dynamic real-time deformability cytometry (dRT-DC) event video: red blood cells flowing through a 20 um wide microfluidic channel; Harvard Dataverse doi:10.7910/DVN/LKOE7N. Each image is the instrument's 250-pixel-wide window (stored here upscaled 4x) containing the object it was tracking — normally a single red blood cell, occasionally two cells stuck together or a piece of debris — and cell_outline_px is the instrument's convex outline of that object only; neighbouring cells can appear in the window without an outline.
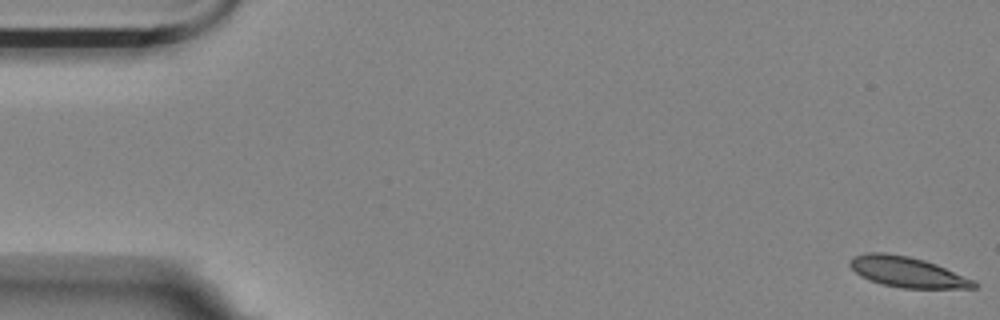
{"species": "Egyptian fruit bat (a non-hibernating species)", "species_latin": "Rousettus aegyptiacus", "temperature_condition": "room temperature", "stored_images_in_passage": 58, "camera_frame_rate_fps": 3000, "um_per_image_px": 0.085, "animal": {"sex": "female"}, "frame": {"image": 1, "passage_image": 1, "time_ms": 0.0, "image_size_px": [1000, 320], "cell_outline_px": [[980, 284], [976, 288], [900, 288], [880, 284], [868, 280], [860, 276], [848, 264], [852, 256], [868, 252], [884, 252], [908, 256], [924, 260], [936, 264], [976, 280]], "centroid_in_image_um": [77.13, 23.12], "position_along_channel_um": 7.9, "area_um2": 22.31}}
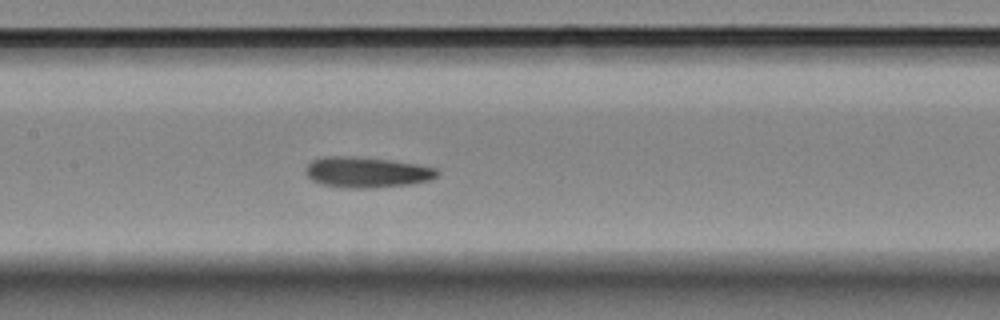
{"frame": {"image": 2, "passage_image": 27, "time_ms": 8.667, "image_size_px": [1000, 320], "cell_outline_px": [[440, 172], [432, 180], [412, 184], [372, 188], [348, 188], [320, 184], [312, 180], [304, 172], [308, 164], [312, 160], [324, 156], [344, 156], [388, 160], [416, 164], [436, 168]], "centroid_in_image_um": [31.17, 14.65], "position_along_channel_um": 176.2, "area_um2": 23.47}}
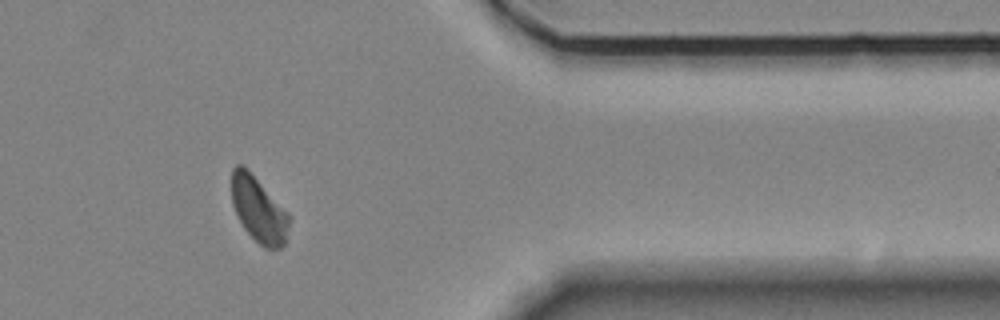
{"frame": {"image": 3, "passage_image": 47, "time_ms": 15.333, "image_size_px": [1000, 320], "cell_outline_px": [[292, 216], [284, 244], [280, 248], [264, 248], [244, 228], [232, 204], [232, 168], [236, 164], [240, 164]], "centroid_in_image_um": [22.0, 17.86], "position_along_channel_um": 389.4, "area_um2": 21.27}, "authors_computed_cell_mechanics": {"area_um2": 22.6865, "velocity_mm_per_s": 3.5087, "shape_relaxation_time_tau1_ms": 3.2652, "shape_relaxation_time_tau2_ms": 1.8618, "deformation_change_tau1": 0.1184, "deformation_change_tau2": 0.0856}}